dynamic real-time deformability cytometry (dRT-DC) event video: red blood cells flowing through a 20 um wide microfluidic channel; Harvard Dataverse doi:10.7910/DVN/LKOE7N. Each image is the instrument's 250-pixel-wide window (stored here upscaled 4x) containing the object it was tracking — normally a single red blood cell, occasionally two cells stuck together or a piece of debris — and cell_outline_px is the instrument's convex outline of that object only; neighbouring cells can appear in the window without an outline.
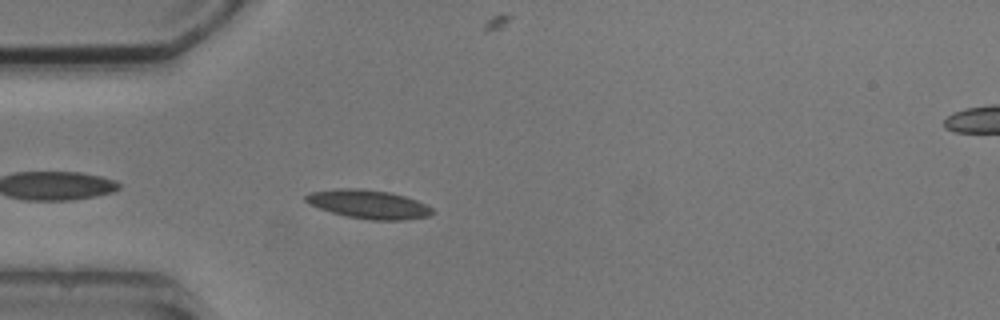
{"species": "common noctule bat (a hibernating species)", "species_latin": "Nyctalus noctula", "temperature_condition": "cold", "stored_images_in_passage": 6, "camera_frame_rate_fps": 3000, "um_per_image_px": 0.085, "animal": {"sex": "male", "body_mass_g": 20.5, "forearm_length_mm": 52.5}, "frame": {"image": 1, "passage_image": 5, "time_ms": 4.667, "image_size_px": [1000, 320], "cell_outline_px": [[436, 212], [428, 216], [404, 220], [368, 220], [348, 216], [332, 212], [308, 204], [304, 200], [304, 196], [312, 192], [336, 188], [360, 188], [388, 192], [404, 196], [416, 200], [432, 208]], "centroid_in_image_um": [31.32, 17.36], "position_along_channel_um": 53.7, "area_um2": 21.1}}